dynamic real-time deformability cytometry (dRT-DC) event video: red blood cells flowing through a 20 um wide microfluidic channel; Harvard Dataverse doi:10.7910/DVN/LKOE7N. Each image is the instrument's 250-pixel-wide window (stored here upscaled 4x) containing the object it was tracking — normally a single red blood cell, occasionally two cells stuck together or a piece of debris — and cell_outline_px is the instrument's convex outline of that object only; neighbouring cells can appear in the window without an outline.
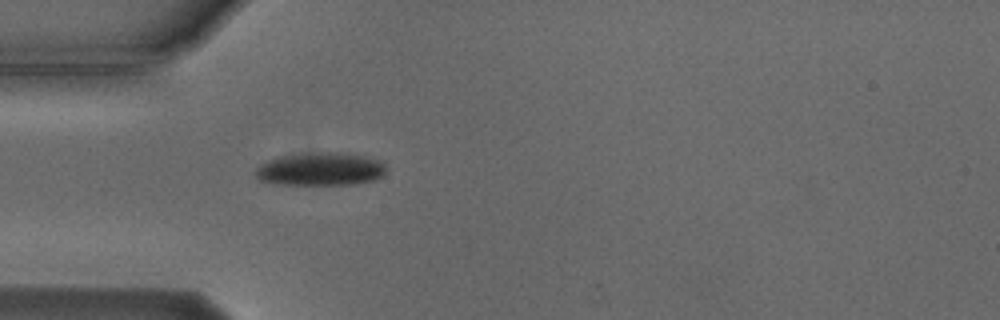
{"species": "Egyptian fruit bat (a non-hibernating species)", "species_latin": "Rousettus aegyptiacus", "temperature_condition": "cold", "stored_images_in_passage": 4, "camera_frame_rate_fps": 3000, "um_per_image_px": 0.085, "animal": {"sex": "male"}, "frame": {"image": 1, "passage_image": 4, "time_ms": 4.333, "image_size_px": [1000, 320], "cell_outline_px": [[388, 168], [380, 176], [372, 180], [356, 184], [276, 184], [260, 180], [256, 176], [256, 168], [260, 164], [276, 156], [328, 152], [360, 156], [376, 160], [384, 164]], "centroid_in_image_um": [27.18, 14.39], "position_along_channel_um": 57.8, "area_um2": 24.62}}